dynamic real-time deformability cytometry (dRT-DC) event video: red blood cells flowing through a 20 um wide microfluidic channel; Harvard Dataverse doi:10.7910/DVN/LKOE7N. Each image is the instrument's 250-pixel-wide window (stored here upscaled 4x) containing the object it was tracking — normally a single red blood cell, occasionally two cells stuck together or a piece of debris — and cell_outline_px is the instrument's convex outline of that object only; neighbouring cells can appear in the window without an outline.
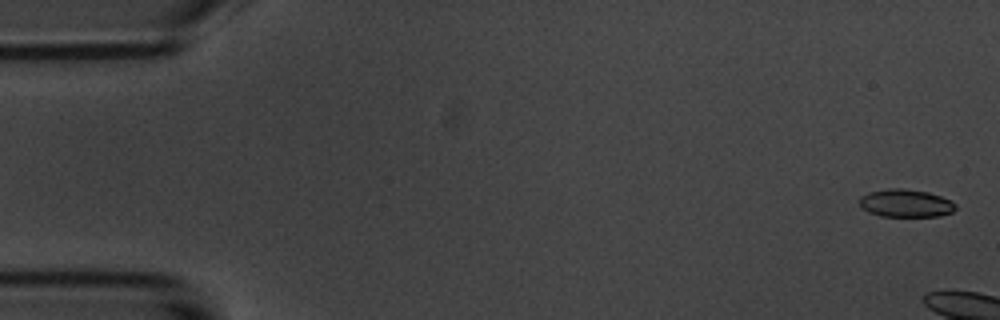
{"species": "common noctule bat (a hibernating species)", "species_latin": "Nyctalus noctula", "temperature_condition": "room temperature", "stored_images_in_passage": 6, "camera_frame_rate_fps": 3000, "um_per_image_px": 0.085, "animal": {"sex": "male", "body_mass_g": 20.1, "forearm_length_mm": 53.5}, "frame": {"image": 1, "passage_image": 1, "time_ms": 0.0, "image_size_px": [1000, 320], "cell_outline_px": [[956, 208], [952, 212], [940, 216], [880, 216], [868, 212], [860, 204], [860, 196], [868, 192], [888, 188], [904, 188], [928, 192], [940, 196], [956, 204]], "centroid_in_image_um": [76.97, 17.27], "position_along_channel_um": 8.0, "area_um2": 15.55}}